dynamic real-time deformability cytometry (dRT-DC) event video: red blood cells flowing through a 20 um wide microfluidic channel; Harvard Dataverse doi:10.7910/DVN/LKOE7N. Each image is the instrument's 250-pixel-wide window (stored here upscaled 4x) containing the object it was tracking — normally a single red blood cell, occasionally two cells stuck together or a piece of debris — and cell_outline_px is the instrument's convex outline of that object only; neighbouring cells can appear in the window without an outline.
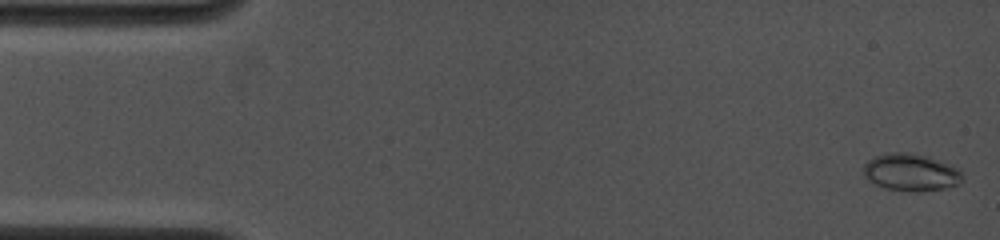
{"species": "common noctule bat (a hibernating species)", "species_latin": "Nyctalus noctula", "temperature_condition": "cold", "stored_images_in_passage": 67, "camera_frame_rate_fps": 4000, "um_per_image_px": 0.085, "animal": {"sex": "female", "body_mass_g": 19.0, "forearm_length_mm": 53.3}, "frame": {"image": 1, "passage_image": 2, "time_ms": 0.25, "image_size_px": [1000, 240], "cell_outline_px": [[964, 180], [956, 184], [944, 188], [920, 192], [912, 192], [884, 188], [868, 180], [864, 176], [864, 164], [868, 160], [876, 156], [888, 152], [908, 152], [928, 156], [956, 168], [964, 176]], "centroid_in_image_um": [77.4, 14.65], "position_along_channel_um": 7.6, "area_um2": 21.44}}
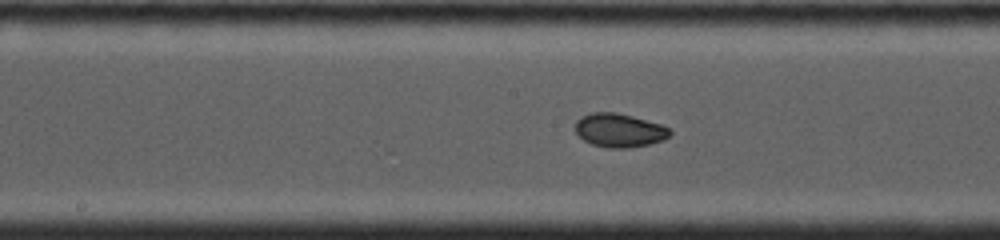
{"frame": {"image": 2, "passage_image": 35, "time_ms": 8.0, "image_size_px": [1000, 240], "cell_outline_px": [[672, 132], [664, 140], [648, 144], [628, 148], [608, 148], [592, 144], [584, 140], [576, 132], [576, 120], [592, 112], [616, 112], [632, 116], [660, 124], [672, 128]], "centroid_in_image_um": [52.67, 11.08], "position_along_channel_um": 195.5, "area_um2": 18.5}}
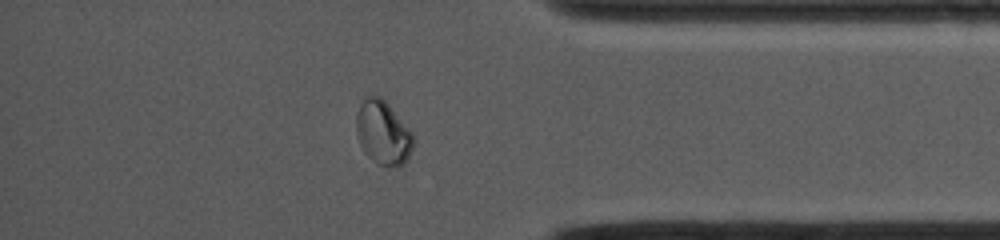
{"frame": {"image": 3, "passage_image": 59, "time_ms": 13.25, "image_size_px": [1000, 240], "cell_outline_px": [[412, 148], [408, 160], [404, 164], [380, 164], [372, 160], [364, 152], [360, 144], [356, 132], [356, 116], [360, 104], [368, 96], [380, 96], [388, 104], [412, 132]], "centroid_in_image_um": [32.53, 11.26], "position_along_channel_um": 402.7, "area_um2": 20.69}, "authors_computed_cell_mechanics": {"area_um2": 18.8428, "velocity_mm_per_s": 4.0737, "shape_relaxation_time_tau1_ms": 5.895, "shape_relaxation_time_tau2_ms": 1.2257, "deformation_change_tau1": 0.1195, "deformation_change_tau2": 0.036}}